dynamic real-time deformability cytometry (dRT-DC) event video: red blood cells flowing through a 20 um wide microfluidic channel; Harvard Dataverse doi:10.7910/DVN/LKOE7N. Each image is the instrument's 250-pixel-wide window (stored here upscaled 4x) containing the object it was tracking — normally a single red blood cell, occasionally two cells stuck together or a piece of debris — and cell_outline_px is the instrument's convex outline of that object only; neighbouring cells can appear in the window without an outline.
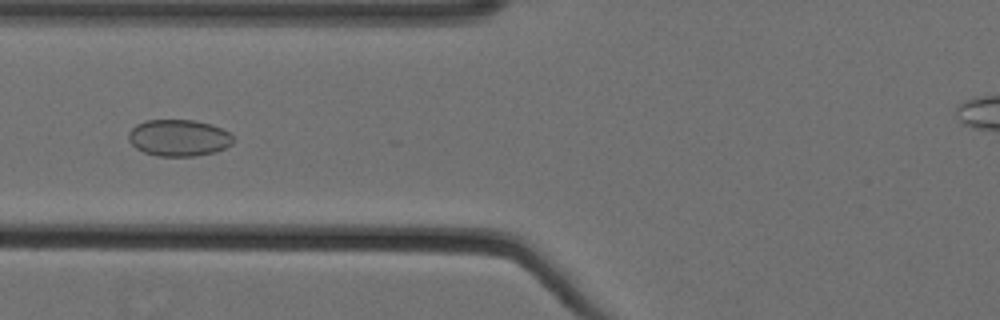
{"species": "Egyptian fruit bat (a non-hibernating species)", "species_latin": "Rousettus aegyptiacus", "temperature_condition": "cold", "stored_images_in_passage": 41, "camera_frame_rate_fps": 3000, "um_per_image_px": 0.085, "animal": {"sex": "female"}, "frame": {"image": 1, "passage_image": 9, "time_ms": 2.667, "image_size_px": [1000, 320], "cell_outline_px": [[236, 140], [232, 144], [216, 152], [196, 156], [156, 156], [144, 152], [136, 148], [128, 140], [128, 132], [136, 124], [144, 120], [196, 120], [212, 124], [228, 132]], "centroid_in_image_um": [15.19, 11.71], "position_along_channel_um": 110.6, "area_um2": 22.6}}
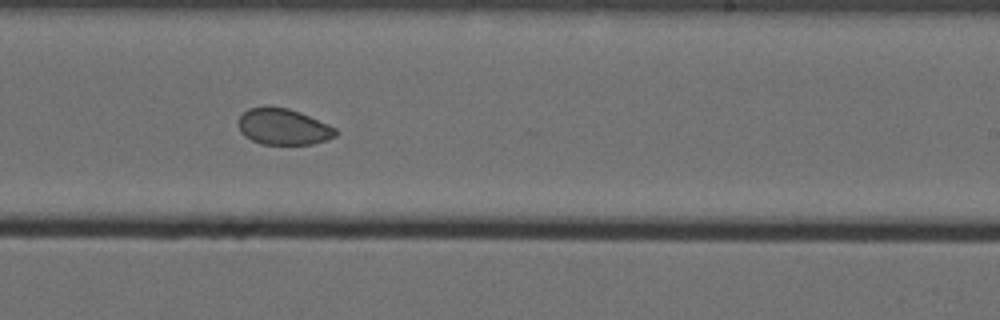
{"frame": {"image": 2, "passage_image": 22, "time_ms": 7.0, "image_size_px": [1000, 320], "cell_outline_px": [[336, 136], [312, 144], [260, 144], [244, 136], [240, 132], [240, 116], [248, 108], [288, 108], [300, 112], [328, 124], [336, 128]], "centroid_in_image_um": [24.09, 10.79], "position_along_channel_um": 264.9, "area_um2": 20.06}}
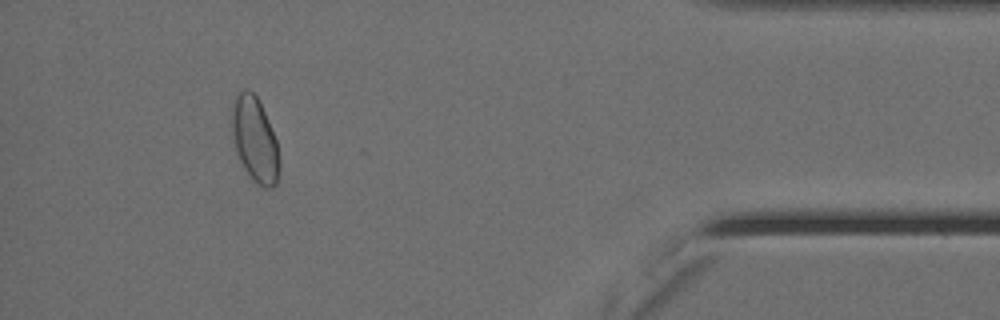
{"frame": {"image": 3, "passage_image": 38, "time_ms": 12.333, "image_size_px": [1000, 320], "cell_outline_px": [[280, 164], [276, 184], [272, 188], [264, 188], [256, 184], [252, 180], [244, 168], [240, 160], [232, 140], [232, 100], [236, 92], [244, 88], [248, 88], [256, 96], [264, 112], [276, 140], [280, 156]], "centroid_in_image_um": [21.65, 11.87], "position_along_channel_um": 413.6, "area_um2": 23.7}}